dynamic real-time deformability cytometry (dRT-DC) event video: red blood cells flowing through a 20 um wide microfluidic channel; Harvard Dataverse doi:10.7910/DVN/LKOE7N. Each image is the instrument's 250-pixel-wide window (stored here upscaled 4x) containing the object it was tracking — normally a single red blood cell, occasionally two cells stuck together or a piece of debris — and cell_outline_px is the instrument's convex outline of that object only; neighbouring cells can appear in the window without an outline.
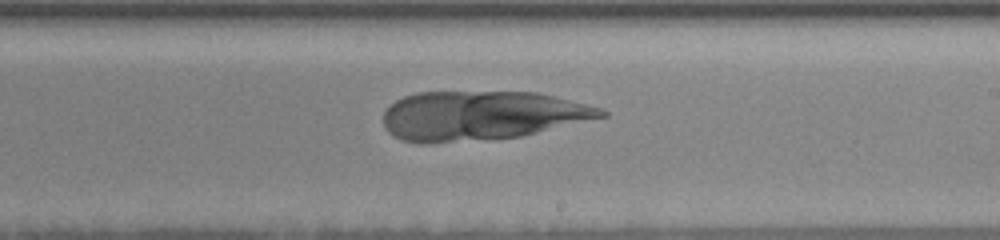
{"species": "human", "species_latin": "Homo sapiens", "temperature_condition": "room temperature", "stored_images_in_passage": 15, "segment_of_instrument_passage": [2, 2], "camera_frame_rate_fps": 3000, "um_per_image_px": 0.085, "donor": {"sex": "female"}, "frame": {"image": 1, "passage_image": 15, "time_ms": 10.333, "image_size_px": [1000, 240], "cell_outline_px": [[608, 116], [520, 136], [428, 144], [420, 144], [400, 140], [392, 136], [384, 128], [384, 112], [396, 100], [404, 96], [416, 92], [536, 92], [604, 108], [608, 112]], "centroid_in_image_um": [40.89, 9.83], "position_along_channel_um": 248.1, "area_um2": 62.54}}